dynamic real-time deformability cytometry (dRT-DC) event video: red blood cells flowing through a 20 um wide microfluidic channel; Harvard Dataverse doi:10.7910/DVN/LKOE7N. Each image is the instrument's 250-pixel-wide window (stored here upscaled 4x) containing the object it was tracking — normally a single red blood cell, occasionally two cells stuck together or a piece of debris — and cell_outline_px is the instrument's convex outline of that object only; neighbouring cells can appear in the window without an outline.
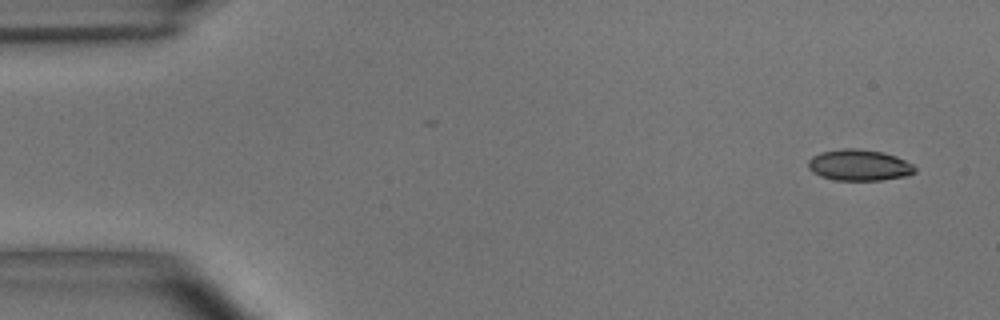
{"species": "common noctule bat (a hibernating species)", "species_latin": "Nyctalus noctula", "temperature_condition": "room temperature", "stored_images_in_passage": 4, "camera_frame_rate_fps": 3000, "um_per_image_px": 0.085, "animal": {"sex": "male", "body_mass_g": 15.6}, "frame": {"image": 1, "passage_image": 1, "time_ms": 0.0, "image_size_px": [1000, 320], "cell_outline_px": [[916, 172], [908, 176], [880, 180], [836, 180], [820, 176], [812, 172], [808, 168], [808, 160], [812, 156], [820, 152], [844, 148], [856, 148], [884, 152], [896, 156], [912, 164], [916, 168]], "centroid_in_image_um": [73.02, 14.03], "position_along_channel_um": 12.0, "area_um2": 19.54}}